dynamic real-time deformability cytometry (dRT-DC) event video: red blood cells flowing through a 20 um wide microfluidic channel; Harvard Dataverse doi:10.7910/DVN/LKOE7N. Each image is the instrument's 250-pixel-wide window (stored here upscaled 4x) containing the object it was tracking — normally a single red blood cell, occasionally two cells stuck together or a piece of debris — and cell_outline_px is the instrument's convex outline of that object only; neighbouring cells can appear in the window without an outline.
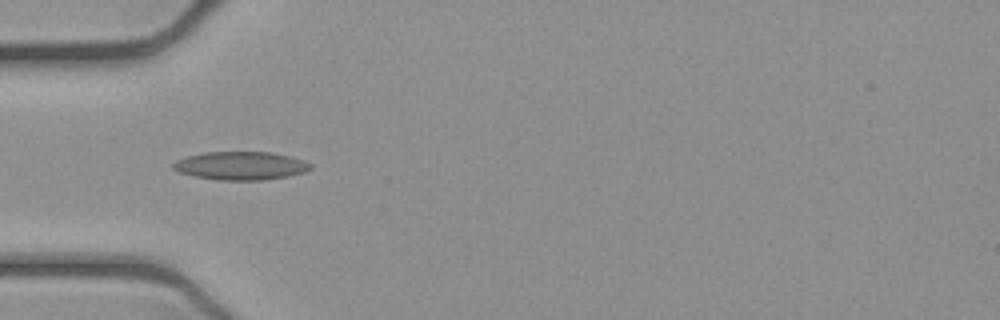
{"species": "common noctule bat (a hibernating species)", "species_latin": "Nyctalus noctula", "temperature_condition": "cold", "stored_images_in_passage": 37, "camera_frame_rate_fps": 3000, "um_per_image_px": 0.085, "animal": {"sex": "female", "body_mass_g": 21.9}, "frame": {"image": 1, "passage_image": 1, "time_ms": 0.0, "image_size_px": [1000, 320], "cell_outline_px": [[312, 168], [304, 172], [288, 176], [260, 180], [220, 180], [196, 176], [180, 172], [172, 168], [172, 164], [176, 160], [188, 156], [204, 152], [272, 152], [304, 160], [312, 164]], "centroid_in_image_um": [20.48, 14.08], "position_along_channel_um": 64.5, "area_um2": 22.48}}
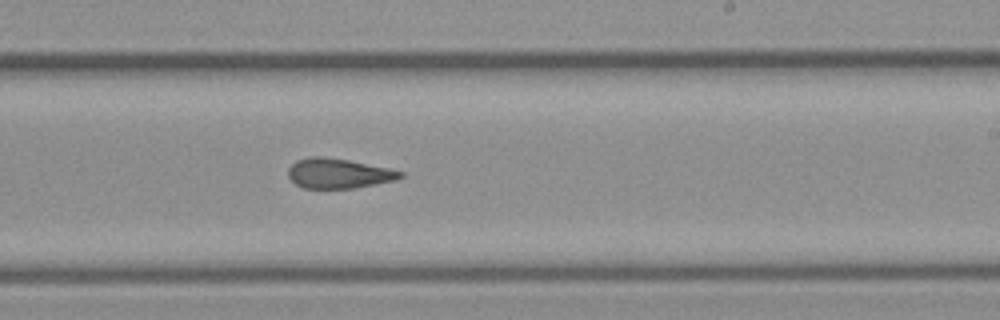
{"frame": {"image": 2, "passage_image": 16, "time_ms": 5.0, "image_size_px": [1000, 320], "cell_outline_px": [[404, 176], [396, 180], [352, 188], [304, 188], [296, 184], [288, 176], [288, 168], [296, 160], [308, 156], [324, 156], [348, 160], [388, 168], [404, 172]], "centroid_in_image_um": [28.75, 14.73], "position_along_channel_um": 260.2, "area_um2": 19.48}}
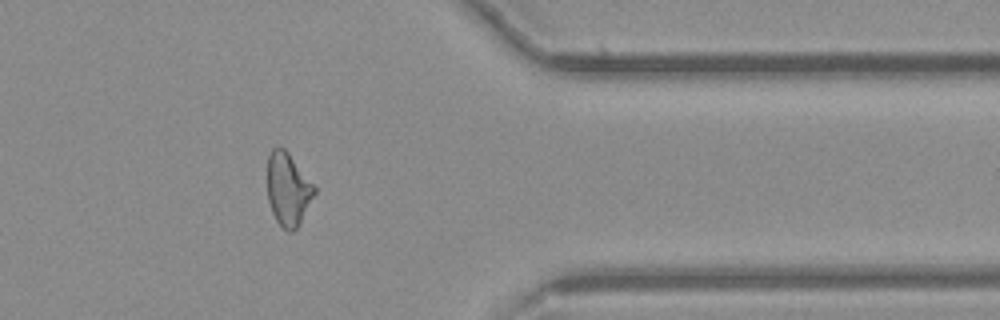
{"frame": {"image": 3, "passage_image": 27, "time_ms": 8.667, "image_size_px": [1000, 320], "cell_outline_px": [[316, 192], [300, 224], [292, 232], [288, 232], [276, 220], [272, 212], [268, 200], [268, 156], [272, 148], [276, 144], [280, 144], [288, 152], [316, 188]], "centroid_in_image_um": [24.48, 16.06], "position_along_channel_um": 386.9, "area_um2": 20.0}, "authors_computed_cell_mechanics": {"area_um2": 20.2878, "velocity_mm_per_s": 3.9082, "shape_relaxation_time_tau1_ms": null, "shape_relaxation_time_tau2_ms": 3.5218, "deformation_change_tau1": null, "deformation_change_tau2": 0.1162}}